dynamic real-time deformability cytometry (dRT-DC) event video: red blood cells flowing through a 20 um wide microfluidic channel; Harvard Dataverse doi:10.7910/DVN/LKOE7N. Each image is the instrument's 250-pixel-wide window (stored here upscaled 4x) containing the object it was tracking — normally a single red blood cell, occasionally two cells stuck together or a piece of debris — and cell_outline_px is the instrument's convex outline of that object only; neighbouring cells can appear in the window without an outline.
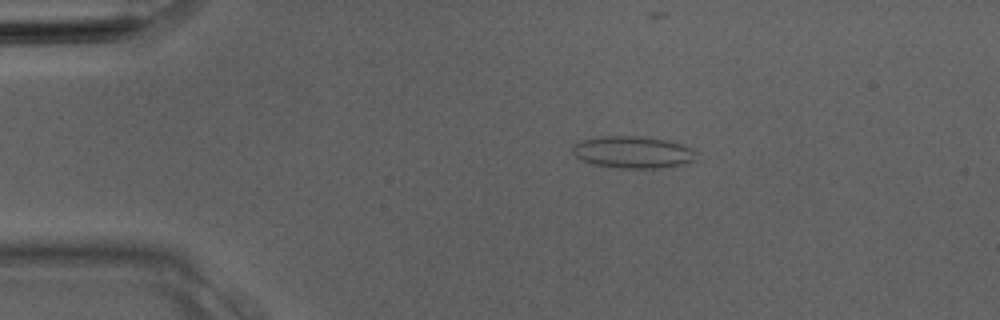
{"species": "Egyptian fruit bat (a non-hibernating species)", "species_latin": "Rousettus aegyptiacus", "temperature_condition": "room temperature", "stored_images_in_passage": 3, "camera_frame_rate_fps": 3000, "um_per_image_px": 0.085, "animal": {"sex": "male"}, "frame": {"image": 1, "passage_image": 1, "time_ms": 0.0, "image_size_px": [1000, 320], "cell_outline_px": [[700, 152], [696, 160], [684, 164], [660, 168], [620, 168], [596, 164], [580, 160], [572, 152], [572, 144], [580, 140], [600, 136], [640, 136], [664, 140], [680, 144], [692, 148]], "centroid_in_image_um": [53.82, 12.93], "position_along_channel_um": 31.2, "area_um2": 23.29}}